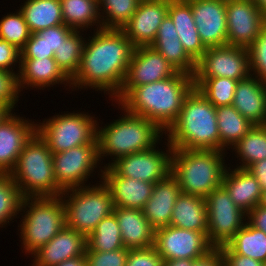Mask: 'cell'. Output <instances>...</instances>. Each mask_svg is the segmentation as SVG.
I'll return each instance as SVG.
<instances>
[{"instance_id":"cell-1","label":"cell","mask_w":266,"mask_h":266,"mask_svg":"<svg viewBox=\"0 0 266 266\" xmlns=\"http://www.w3.org/2000/svg\"><path fill=\"white\" fill-rule=\"evenodd\" d=\"M89 35L71 91L92 88L112 100L123 85L135 46L121 29L102 28Z\"/></svg>"},{"instance_id":"cell-2","label":"cell","mask_w":266,"mask_h":266,"mask_svg":"<svg viewBox=\"0 0 266 266\" xmlns=\"http://www.w3.org/2000/svg\"><path fill=\"white\" fill-rule=\"evenodd\" d=\"M194 88L193 76H174L133 87L118 104L127 112L152 121L166 133L177 120L185 97Z\"/></svg>"},{"instance_id":"cell-3","label":"cell","mask_w":266,"mask_h":266,"mask_svg":"<svg viewBox=\"0 0 266 266\" xmlns=\"http://www.w3.org/2000/svg\"><path fill=\"white\" fill-rule=\"evenodd\" d=\"M165 136L172 148L220 151L216 107L194 87Z\"/></svg>"},{"instance_id":"cell-4","label":"cell","mask_w":266,"mask_h":266,"mask_svg":"<svg viewBox=\"0 0 266 266\" xmlns=\"http://www.w3.org/2000/svg\"><path fill=\"white\" fill-rule=\"evenodd\" d=\"M116 104L118 110L120 109L123 113L118 119H113L114 121L112 120L110 124L107 123L105 126H101L97 120L96 138L99 161L102 165L105 157L111 159L103 167L109 166L119 157L148 150L157 143L160 145L165 134L152 121L131 114L118 103Z\"/></svg>"},{"instance_id":"cell-5","label":"cell","mask_w":266,"mask_h":266,"mask_svg":"<svg viewBox=\"0 0 266 266\" xmlns=\"http://www.w3.org/2000/svg\"><path fill=\"white\" fill-rule=\"evenodd\" d=\"M226 153L173 148L171 174L177 179L181 192L206 198L221 186L228 167Z\"/></svg>"},{"instance_id":"cell-6","label":"cell","mask_w":266,"mask_h":266,"mask_svg":"<svg viewBox=\"0 0 266 266\" xmlns=\"http://www.w3.org/2000/svg\"><path fill=\"white\" fill-rule=\"evenodd\" d=\"M23 212V213H22ZM18 223L21 249L33 255L65 226V207L60 196L24 197Z\"/></svg>"},{"instance_id":"cell-7","label":"cell","mask_w":266,"mask_h":266,"mask_svg":"<svg viewBox=\"0 0 266 266\" xmlns=\"http://www.w3.org/2000/svg\"><path fill=\"white\" fill-rule=\"evenodd\" d=\"M52 155L37 132L26 143L9 173L23 198L61 195L63 191L55 180Z\"/></svg>"},{"instance_id":"cell-8","label":"cell","mask_w":266,"mask_h":266,"mask_svg":"<svg viewBox=\"0 0 266 266\" xmlns=\"http://www.w3.org/2000/svg\"><path fill=\"white\" fill-rule=\"evenodd\" d=\"M97 182L95 185L68 189L61 193L65 207V225L86 237L114 209L109 189L102 180Z\"/></svg>"},{"instance_id":"cell-9","label":"cell","mask_w":266,"mask_h":266,"mask_svg":"<svg viewBox=\"0 0 266 266\" xmlns=\"http://www.w3.org/2000/svg\"><path fill=\"white\" fill-rule=\"evenodd\" d=\"M92 113L59 112L37 122L36 132L52 153H60L81 145H98L97 118ZM39 123V124H38Z\"/></svg>"},{"instance_id":"cell-10","label":"cell","mask_w":266,"mask_h":266,"mask_svg":"<svg viewBox=\"0 0 266 266\" xmlns=\"http://www.w3.org/2000/svg\"><path fill=\"white\" fill-rule=\"evenodd\" d=\"M55 180L62 191L88 186V179L96 175L102 179L98 145H81L60 153H53ZM101 168V169H100ZM96 169V171H95ZM95 172V173H94ZM87 183V184H86Z\"/></svg>"},{"instance_id":"cell-11","label":"cell","mask_w":266,"mask_h":266,"mask_svg":"<svg viewBox=\"0 0 266 266\" xmlns=\"http://www.w3.org/2000/svg\"><path fill=\"white\" fill-rule=\"evenodd\" d=\"M164 139L163 144L165 143L166 146H162V148L166 147L165 149H160L157 143L148 150L119 157L108 167L118 176L153 184L162 181L171 174L173 153L169 141Z\"/></svg>"},{"instance_id":"cell-12","label":"cell","mask_w":266,"mask_h":266,"mask_svg":"<svg viewBox=\"0 0 266 266\" xmlns=\"http://www.w3.org/2000/svg\"><path fill=\"white\" fill-rule=\"evenodd\" d=\"M208 230L207 239L214 248H219L245 226L247 214L238 208L226 189L221 185L206 198Z\"/></svg>"},{"instance_id":"cell-13","label":"cell","mask_w":266,"mask_h":266,"mask_svg":"<svg viewBox=\"0 0 266 266\" xmlns=\"http://www.w3.org/2000/svg\"><path fill=\"white\" fill-rule=\"evenodd\" d=\"M250 75L248 49L224 45L207 48L196 61L193 78L226 77L240 81Z\"/></svg>"},{"instance_id":"cell-14","label":"cell","mask_w":266,"mask_h":266,"mask_svg":"<svg viewBox=\"0 0 266 266\" xmlns=\"http://www.w3.org/2000/svg\"><path fill=\"white\" fill-rule=\"evenodd\" d=\"M178 71L151 46L135 47L123 85L112 99L115 107L133 87L174 76Z\"/></svg>"},{"instance_id":"cell-15","label":"cell","mask_w":266,"mask_h":266,"mask_svg":"<svg viewBox=\"0 0 266 266\" xmlns=\"http://www.w3.org/2000/svg\"><path fill=\"white\" fill-rule=\"evenodd\" d=\"M154 246L164 261L197 260L214 249L204 233L171 225L155 230Z\"/></svg>"},{"instance_id":"cell-16","label":"cell","mask_w":266,"mask_h":266,"mask_svg":"<svg viewBox=\"0 0 266 266\" xmlns=\"http://www.w3.org/2000/svg\"><path fill=\"white\" fill-rule=\"evenodd\" d=\"M227 45L248 49L266 25V16L251 0H226Z\"/></svg>"},{"instance_id":"cell-17","label":"cell","mask_w":266,"mask_h":266,"mask_svg":"<svg viewBox=\"0 0 266 266\" xmlns=\"http://www.w3.org/2000/svg\"><path fill=\"white\" fill-rule=\"evenodd\" d=\"M36 124L14 111L0 122V174H9L14 169L24 146L36 133Z\"/></svg>"},{"instance_id":"cell-18","label":"cell","mask_w":266,"mask_h":266,"mask_svg":"<svg viewBox=\"0 0 266 266\" xmlns=\"http://www.w3.org/2000/svg\"><path fill=\"white\" fill-rule=\"evenodd\" d=\"M168 8L169 0H141L121 30L135 47L150 46L168 14Z\"/></svg>"},{"instance_id":"cell-19","label":"cell","mask_w":266,"mask_h":266,"mask_svg":"<svg viewBox=\"0 0 266 266\" xmlns=\"http://www.w3.org/2000/svg\"><path fill=\"white\" fill-rule=\"evenodd\" d=\"M190 6L203 44L227 45L226 0H190Z\"/></svg>"},{"instance_id":"cell-20","label":"cell","mask_w":266,"mask_h":266,"mask_svg":"<svg viewBox=\"0 0 266 266\" xmlns=\"http://www.w3.org/2000/svg\"><path fill=\"white\" fill-rule=\"evenodd\" d=\"M87 237L74 229L64 226L48 243L37 250L31 258L36 266H56L62 262L85 256Z\"/></svg>"},{"instance_id":"cell-21","label":"cell","mask_w":266,"mask_h":266,"mask_svg":"<svg viewBox=\"0 0 266 266\" xmlns=\"http://www.w3.org/2000/svg\"><path fill=\"white\" fill-rule=\"evenodd\" d=\"M102 182L109 189L114 208L142 210L152 194L153 183L116 175L108 166L102 169Z\"/></svg>"},{"instance_id":"cell-22","label":"cell","mask_w":266,"mask_h":266,"mask_svg":"<svg viewBox=\"0 0 266 266\" xmlns=\"http://www.w3.org/2000/svg\"><path fill=\"white\" fill-rule=\"evenodd\" d=\"M60 84L66 86L65 90L72 88L71 80L59 68L54 57L21 59L18 73L20 91L23 92L24 88L45 90Z\"/></svg>"},{"instance_id":"cell-23","label":"cell","mask_w":266,"mask_h":266,"mask_svg":"<svg viewBox=\"0 0 266 266\" xmlns=\"http://www.w3.org/2000/svg\"><path fill=\"white\" fill-rule=\"evenodd\" d=\"M181 193L179 183L172 174L154 184L142 212L155 230L170 225L175 202Z\"/></svg>"},{"instance_id":"cell-24","label":"cell","mask_w":266,"mask_h":266,"mask_svg":"<svg viewBox=\"0 0 266 266\" xmlns=\"http://www.w3.org/2000/svg\"><path fill=\"white\" fill-rule=\"evenodd\" d=\"M232 106L254 125H265L266 82L253 75L238 81Z\"/></svg>"},{"instance_id":"cell-25","label":"cell","mask_w":266,"mask_h":266,"mask_svg":"<svg viewBox=\"0 0 266 266\" xmlns=\"http://www.w3.org/2000/svg\"><path fill=\"white\" fill-rule=\"evenodd\" d=\"M222 186L226 189L234 204L248 214L260 204L262 188L254 175L244 168L227 167Z\"/></svg>"},{"instance_id":"cell-26","label":"cell","mask_w":266,"mask_h":266,"mask_svg":"<svg viewBox=\"0 0 266 266\" xmlns=\"http://www.w3.org/2000/svg\"><path fill=\"white\" fill-rule=\"evenodd\" d=\"M124 248L139 249L154 245L155 229L143 215L142 210L114 208Z\"/></svg>"},{"instance_id":"cell-27","label":"cell","mask_w":266,"mask_h":266,"mask_svg":"<svg viewBox=\"0 0 266 266\" xmlns=\"http://www.w3.org/2000/svg\"><path fill=\"white\" fill-rule=\"evenodd\" d=\"M150 46L177 71L194 75L196 62L184 50L174 23L168 14L159 26L154 42Z\"/></svg>"},{"instance_id":"cell-28","label":"cell","mask_w":266,"mask_h":266,"mask_svg":"<svg viewBox=\"0 0 266 266\" xmlns=\"http://www.w3.org/2000/svg\"><path fill=\"white\" fill-rule=\"evenodd\" d=\"M168 15L174 23L184 50L196 62L207 47L197 31L190 0H169Z\"/></svg>"},{"instance_id":"cell-29","label":"cell","mask_w":266,"mask_h":266,"mask_svg":"<svg viewBox=\"0 0 266 266\" xmlns=\"http://www.w3.org/2000/svg\"><path fill=\"white\" fill-rule=\"evenodd\" d=\"M170 225L202 232L207 236L208 216L205 198L181 193L175 202Z\"/></svg>"},{"instance_id":"cell-30","label":"cell","mask_w":266,"mask_h":266,"mask_svg":"<svg viewBox=\"0 0 266 266\" xmlns=\"http://www.w3.org/2000/svg\"><path fill=\"white\" fill-rule=\"evenodd\" d=\"M19 10L32 33L64 24L60 0H24Z\"/></svg>"},{"instance_id":"cell-31","label":"cell","mask_w":266,"mask_h":266,"mask_svg":"<svg viewBox=\"0 0 266 266\" xmlns=\"http://www.w3.org/2000/svg\"><path fill=\"white\" fill-rule=\"evenodd\" d=\"M60 2L63 21L68 27L86 32L92 28L102 29L98 0H60Z\"/></svg>"},{"instance_id":"cell-32","label":"cell","mask_w":266,"mask_h":266,"mask_svg":"<svg viewBox=\"0 0 266 266\" xmlns=\"http://www.w3.org/2000/svg\"><path fill=\"white\" fill-rule=\"evenodd\" d=\"M216 118L220 134V151L222 152L229 151L254 126L232 105L216 107Z\"/></svg>"},{"instance_id":"cell-33","label":"cell","mask_w":266,"mask_h":266,"mask_svg":"<svg viewBox=\"0 0 266 266\" xmlns=\"http://www.w3.org/2000/svg\"><path fill=\"white\" fill-rule=\"evenodd\" d=\"M239 160L233 167L247 169L255 162L266 158V124L254 125L234 146L230 148ZM234 151V152H233ZM239 158V159H238Z\"/></svg>"},{"instance_id":"cell-34","label":"cell","mask_w":266,"mask_h":266,"mask_svg":"<svg viewBox=\"0 0 266 266\" xmlns=\"http://www.w3.org/2000/svg\"><path fill=\"white\" fill-rule=\"evenodd\" d=\"M226 246L234 254H241L266 264V234L248 222Z\"/></svg>"},{"instance_id":"cell-35","label":"cell","mask_w":266,"mask_h":266,"mask_svg":"<svg viewBox=\"0 0 266 266\" xmlns=\"http://www.w3.org/2000/svg\"><path fill=\"white\" fill-rule=\"evenodd\" d=\"M123 247L121 231L114 213L102 219L87 237L86 252H111Z\"/></svg>"},{"instance_id":"cell-36","label":"cell","mask_w":266,"mask_h":266,"mask_svg":"<svg viewBox=\"0 0 266 266\" xmlns=\"http://www.w3.org/2000/svg\"><path fill=\"white\" fill-rule=\"evenodd\" d=\"M83 32L75 30L54 52L57 65L70 80L75 76L80 66L83 47L87 38Z\"/></svg>"},{"instance_id":"cell-37","label":"cell","mask_w":266,"mask_h":266,"mask_svg":"<svg viewBox=\"0 0 266 266\" xmlns=\"http://www.w3.org/2000/svg\"><path fill=\"white\" fill-rule=\"evenodd\" d=\"M194 87L214 106L232 105L237 80L226 77L193 78Z\"/></svg>"},{"instance_id":"cell-38","label":"cell","mask_w":266,"mask_h":266,"mask_svg":"<svg viewBox=\"0 0 266 266\" xmlns=\"http://www.w3.org/2000/svg\"><path fill=\"white\" fill-rule=\"evenodd\" d=\"M141 0H98L103 29H121L136 12Z\"/></svg>"},{"instance_id":"cell-39","label":"cell","mask_w":266,"mask_h":266,"mask_svg":"<svg viewBox=\"0 0 266 266\" xmlns=\"http://www.w3.org/2000/svg\"><path fill=\"white\" fill-rule=\"evenodd\" d=\"M22 198L10 175L0 174V228L10 225L14 218H19Z\"/></svg>"},{"instance_id":"cell-40","label":"cell","mask_w":266,"mask_h":266,"mask_svg":"<svg viewBox=\"0 0 266 266\" xmlns=\"http://www.w3.org/2000/svg\"><path fill=\"white\" fill-rule=\"evenodd\" d=\"M3 16L0 20V39L21 50L31 35L22 12L17 9L14 13L9 12Z\"/></svg>"},{"instance_id":"cell-41","label":"cell","mask_w":266,"mask_h":266,"mask_svg":"<svg viewBox=\"0 0 266 266\" xmlns=\"http://www.w3.org/2000/svg\"><path fill=\"white\" fill-rule=\"evenodd\" d=\"M251 75L266 82V25L248 48Z\"/></svg>"},{"instance_id":"cell-42","label":"cell","mask_w":266,"mask_h":266,"mask_svg":"<svg viewBox=\"0 0 266 266\" xmlns=\"http://www.w3.org/2000/svg\"><path fill=\"white\" fill-rule=\"evenodd\" d=\"M20 93L18 74L0 69V104L10 112L15 111Z\"/></svg>"},{"instance_id":"cell-43","label":"cell","mask_w":266,"mask_h":266,"mask_svg":"<svg viewBox=\"0 0 266 266\" xmlns=\"http://www.w3.org/2000/svg\"><path fill=\"white\" fill-rule=\"evenodd\" d=\"M129 249L121 248L111 252H86V266H125Z\"/></svg>"},{"instance_id":"cell-44","label":"cell","mask_w":266,"mask_h":266,"mask_svg":"<svg viewBox=\"0 0 266 266\" xmlns=\"http://www.w3.org/2000/svg\"><path fill=\"white\" fill-rule=\"evenodd\" d=\"M125 266H164V259L156 247L129 249Z\"/></svg>"},{"instance_id":"cell-45","label":"cell","mask_w":266,"mask_h":266,"mask_svg":"<svg viewBox=\"0 0 266 266\" xmlns=\"http://www.w3.org/2000/svg\"><path fill=\"white\" fill-rule=\"evenodd\" d=\"M21 59H42L54 57V52L49 50L44 38L37 33H32L25 46L20 50Z\"/></svg>"},{"instance_id":"cell-46","label":"cell","mask_w":266,"mask_h":266,"mask_svg":"<svg viewBox=\"0 0 266 266\" xmlns=\"http://www.w3.org/2000/svg\"><path fill=\"white\" fill-rule=\"evenodd\" d=\"M20 61V50L6 40L0 39V69L18 74L20 70ZM15 69L17 70L15 71Z\"/></svg>"},{"instance_id":"cell-47","label":"cell","mask_w":266,"mask_h":266,"mask_svg":"<svg viewBox=\"0 0 266 266\" xmlns=\"http://www.w3.org/2000/svg\"><path fill=\"white\" fill-rule=\"evenodd\" d=\"M75 30L65 24L49 27L37 32L40 37L44 38L49 50L55 52Z\"/></svg>"},{"instance_id":"cell-48","label":"cell","mask_w":266,"mask_h":266,"mask_svg":"<svg viewBox=\"0 0 266 266\" xmlns=\"http://www.w3.org/2000/svg\"><path fill=\"white\" fill-rule=\"evenodd\" d=\"M222 256L224 266H264L261 261L252 259L250 257L234 254L226 245L219 247Z\"/></svg>"},{"instance_id":"cell-49","label":"cell","mask_w":266,"mask_h":266,"mask_svg":"<svg viewBox=\"0 0 266 266\" xmlns=\"http://www.w3.org/2000/svg\"><path fill=\"white\" fill-rule=\"evenodd\" d=\"M247 222L266 234V207L260 204L255 206L247 214Z\"/></svg>"},{"instance_id":"cell-50","label":"cell","mask_w":266,"mask_h":266,"mask_svg":"<svg viewBox=\"0 0 266 266\" xmlns=\"http://www.w3.org/2000/svg\"><path fill=\"white\" fill-rule=\"evenodd\" d=\"M192 266H224L220 249L214 248L204 257L194 260Z\"/></svg>"},{"instance_id":"cell-51","label":"cell","mask_w":266,"mask_h":266,"mask_svg":"<svg viewBox=\"0 0 266 266\" xmlns=\"http://www.w3.org/2000/svg\"><path fill=\"white\" fill-rule=\"evenodd\" d=\"M257 179L262 190L266 189V158L255 162L247 168Z\"/></svg>"},{"instance_id":"cell-52","label":"cell","mask_w":266,"mask_h":266,"mask_svg":"<svg viewBox=\"0 0 266 266\" xmlns=\"http://www.w3.org/2000/svg\"><path fill=\"white\" fill-rule=\"evenodd\" d=\"M193 262L192 259H175L164 261V266H192Z\"/></svg>"},{"instance_id":"cell-53","label":"cell","mask_w":266,"mask_h":266,"mask_svg":"<svg viewBox=\"0 0 266 266\" xmlns=\"http://www.w3.org/2000/svg\"><path fill=\"white\" fill-rule=\"evenodd\" d=\"M56 266H86L85 264V256L75 257L69 260L62 262Z\"/></svg>"},{"instance_id":"cell-54","label":"cell","mask_w":266,"mask_h":266,"mask_svg":"<svg viewBox=\"0 0 266 266\" xmlns=\"http://www.w3.org/2000/svg\"><path fill=\"white\" fill-rule=\"evenodd\" d=\"M257 7L262 11V13L266 16V0H255L254 1Z\"/></svg>"},{"instance_id":"cell-55","label":"cell","mask_w":266,"mask_h":266,"mask_svg":"<svg viewBox=\"0 0 266 266\" xmlns=\"http://www.w3.org/2000/svg\"><path fill=\"white\" fill-rule=\"evenodd\" d=\"M10 111L3 105L0 104V122L5 118Z\"/></svg>"},{"instance_id":"cell-56","label":"cell","mask_w":266,"mask_h":266,"mask_svg":"<svg viewBox=\"0 0 266 266\" xmlns=\"http://www.w3.org/2000/svg\"><path fill=\"white\" fill-rule=\"evenodd\" d=\"M260 205H263L266 207V189L262 191V197H261Z\"/></svg>"}]
</instances>
